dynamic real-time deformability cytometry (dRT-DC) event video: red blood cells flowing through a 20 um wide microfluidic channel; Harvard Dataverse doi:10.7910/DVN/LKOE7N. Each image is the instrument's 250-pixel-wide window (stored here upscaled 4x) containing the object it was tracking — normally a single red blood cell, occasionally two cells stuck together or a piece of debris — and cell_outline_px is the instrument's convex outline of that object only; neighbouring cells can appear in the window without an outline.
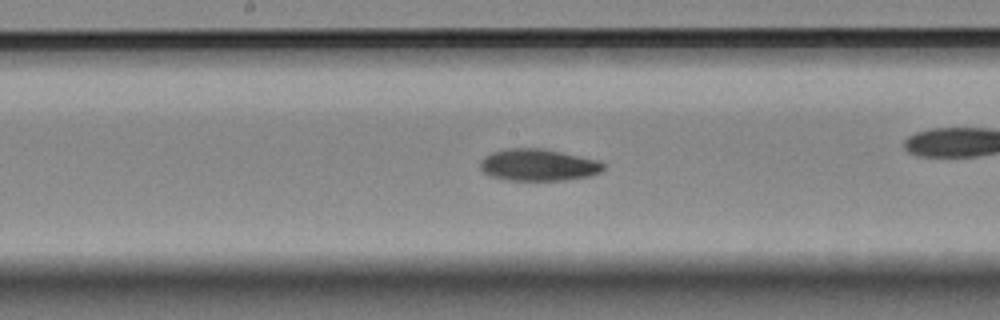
{"species": "Egyptian fruit bat (a non-hibernating species)", "species_latin": "Rousettus aegyptiacus", "temperature_condition": "room temperature", "stored_images_in_passage": 41, "camera_frame_rate_fps": 3000, "um_per_image_px": 0.085, "animal": {"sex": "female"}, "frame": {"image": 1, "passage_image": 12, "time_ms": 3.667, "image_size_px": [1000, 320], "cell_outline_px": [[604, 168], [600, 172], [588, 176], [564, 180], [504, 180], [492, 176], [484, 172], [480, 168], [480, 160], [484, 156], [492, 152], [504, 148], [544, 148], [600, 160], [604, 164]], "centroid_in_image_um": [45.74, 14.01], "position_along_channel_um": 202.5, "area_um2": 23.06}}
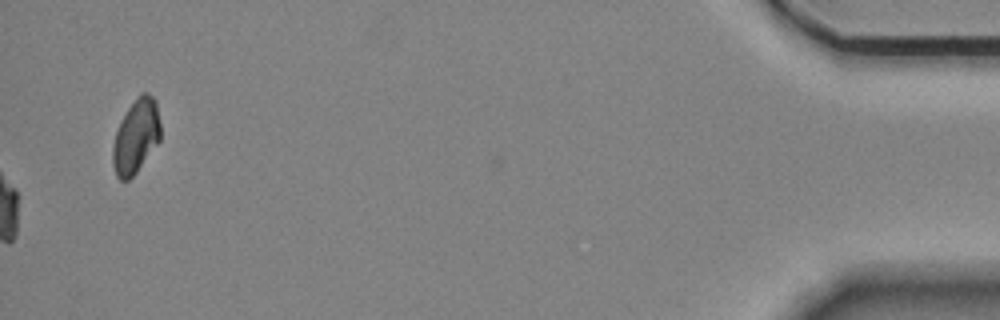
{"frame": {"image": 2, "passage_image": 41, "time_ms": 13.333, "image_size_px": [1000, 320], "cell_outline_px": [[160, 140], [136, 172], [128, 180], [120, 180], [116, 176], [112, 164], [112, 148], [116, 132], [120, 120], [128, 108], [140, 92], [148, 92], [156, 100], [160, 124]], "centroid_in_image_um": [11.55, 11.57], "position_along_channel_um": 423.7, "area_um2": 20.63}}